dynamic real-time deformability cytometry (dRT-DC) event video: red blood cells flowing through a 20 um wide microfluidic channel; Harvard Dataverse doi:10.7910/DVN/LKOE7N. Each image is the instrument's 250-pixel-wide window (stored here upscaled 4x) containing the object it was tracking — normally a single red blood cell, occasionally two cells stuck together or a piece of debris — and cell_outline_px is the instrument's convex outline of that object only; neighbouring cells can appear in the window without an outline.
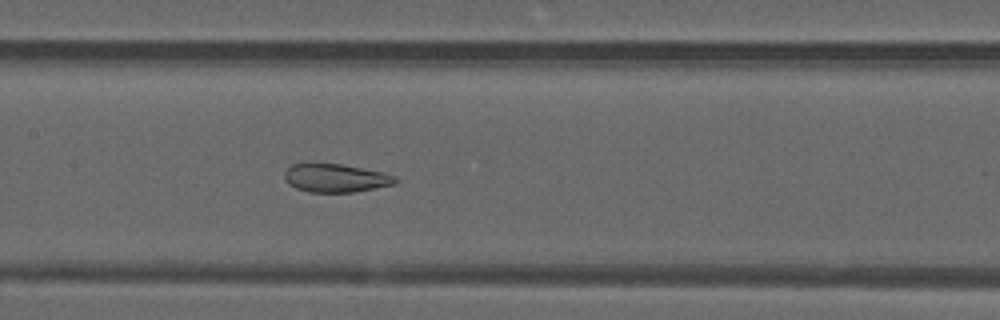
{"species": "common noctule bat (a hibernating species)", "species_latin": "Nyctalus noctula", "temperature_condition": "warm", "stored_images_in_passage": 39, "camera_frame_rate_fps": 3000, "um_per_image_px": 0.085, "animal": {"sex": "male", "forearm_length_mm": 52.5}, "frame": {"image": 1, "passage_image": 13, "time_ms": 4.0, "image_size_px": [1000, 320], "cell_outline_px": [[400, 180], [396, 184], [352, 192], [308, 192], [296, 188], [288, 184], [284, 180], [284, 172], [292, 164], [340, 164], [384, 172], [396, 176]], "centroid_in_image_um": [28.55, 15.14], "position_along_channel_um": 178.8, "area_um2": 18.32}}
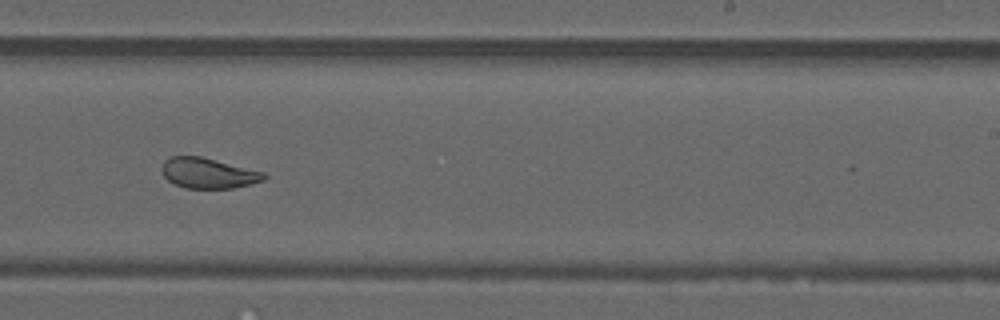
{"frame": {"image": 2, "passage_image": 20, "time_ms": 6.333, "image_size_px": [1000, 320], "cell_outline_px": [[268, 176], [264, 180], [252, 184], [232, 188], [184, 188], [168, 180], [164, 176], [160, 168], [164, 160], [172, 156], [200, 156], [264, 172]], "centroid_in_image_um": [17.69, 14.72], "position_along_channel_um": 271.3, "area_um2": 18.09}}
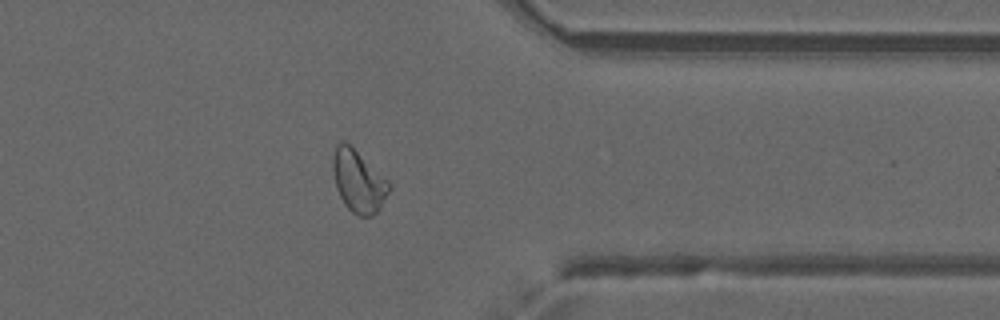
{"frame": {"image": 3, "passage_image": 29, "time_ms": 9.333, "image_size_px": [1000, 320], "cell_outline_px": [[392, 188], [380, 208], [372, 216], [356, 216], [344, 204], [336, 188], [332, 168], [332, 156], [336, 144], [340, 140], [344, 140], [388, 180], [392, 184]], "centroid_in_image_um": [30.46, 15.41], "position_along_channel_um": 380.9, "area_um2": 20.46}, "authors_computed_cell_mechanics": {"area_um2": 20.1144, "velocity_mm_per_s": 3.9765, "shape_relaxation_time_tau1_ms": null, "shape_relaxation_time_tau2_ms": 1.4142, "deformation_change_tau1": null, "deformation_change_tau2": 0.0613}}